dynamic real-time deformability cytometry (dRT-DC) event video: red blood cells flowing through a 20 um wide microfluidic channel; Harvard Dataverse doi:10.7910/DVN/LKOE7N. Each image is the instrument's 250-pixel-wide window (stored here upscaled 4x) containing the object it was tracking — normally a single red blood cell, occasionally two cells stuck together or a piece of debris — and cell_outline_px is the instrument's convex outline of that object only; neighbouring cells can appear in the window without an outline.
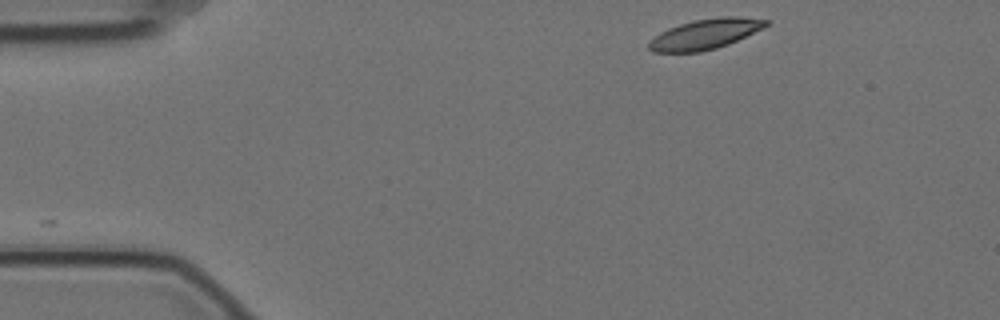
{"species": "Egyptian fruit bat (a non-hibernating species)", "species_latin": "Rousettus aegyptiacus", "temperature_condition": "cold", "stored_images_in_passage": 13, "camera_frame_rate_fps": 3000, "um_per_image_px": 0.085, "animal": {"sex": "female"}, "frame": {"image": 1, "passage_image": 1, "time_ms": 0.0, "image_size_px": [1000, 320], "cell_outline_px": [[772, 20], [764, 28], [728, 44], [716, 48], [700, 52], [652, 52], [648, 48], [648, 44], [660, 32], [668, 28], [680, 24], [696, 20], [720, 16], [740, 16]], "centroid_in_image_um": [59.98, 2.89], "position_along_channel_um": 25.0, "area_um2": 20.58}}
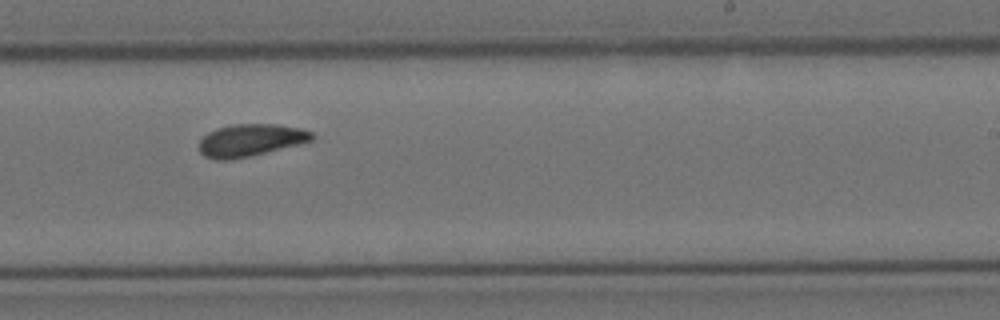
{"frame": {"image": 2, "passage_image": 8, "time_ms": 2.333, "image_size_px": [1000, 320], "cell_outline_px": [[316, 136], [312, 140], [252, 156], [232, 160], [216, 160], [204, 156], [200, 152], [200, 140], [208, 132], [216, 128], [232, 124], [276, 124], [300, 128], [312, 132]], "centroid_in_image_um": [21.27, 11.92], "position_along_channel_um": 267.7, "area_um2": 21.27}}
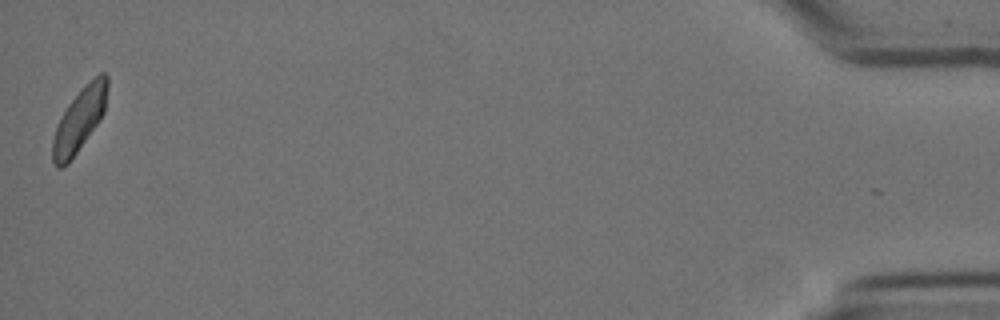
{"frame": {"image": 3, "passage_image": 13, "time_ms": 4.0, "image_size_px": [1000, 320], "cell_outline_px": [[108, 84], [104, 112], [100, 120], [68, 164], [60, 168], [56, 168], [52, 160], [52, 140], [56, 128], [68, 104], [84, 84], [100, 72], [104, 72], [108, 76]], "centroid_in_image_um": [6.76, 10.17], "position_along_channel_um": 428.4, "area_um2": 20.17}}